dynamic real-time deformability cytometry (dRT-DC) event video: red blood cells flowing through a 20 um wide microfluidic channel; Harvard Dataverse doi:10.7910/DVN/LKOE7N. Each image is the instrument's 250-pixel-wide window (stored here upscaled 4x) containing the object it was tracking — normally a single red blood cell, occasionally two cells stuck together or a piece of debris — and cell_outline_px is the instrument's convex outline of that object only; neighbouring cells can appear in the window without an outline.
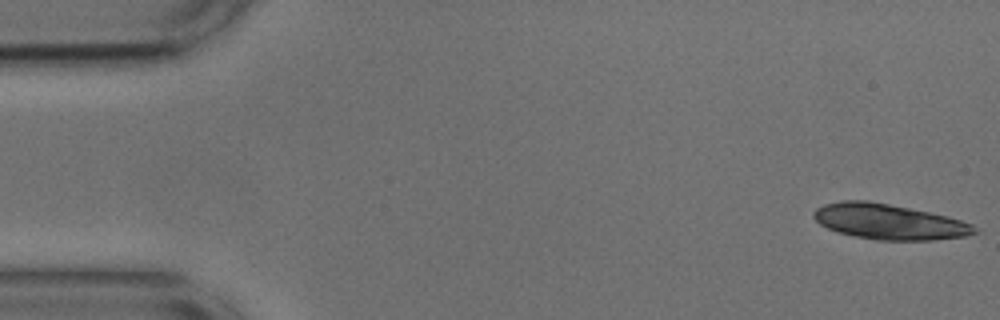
{"species": "common noctule bat (a hibernating species)", "species_latin": "Nyctalus noctula", "temperature_condition": "cold", "stored_images_in_passage": 11, "camera_frame_rate_fps": 3000, "um_per_image_px": 0.085, "animal": {"sex": "male", "body_mass_g": 17.9, "forearm_length_mm": 54.2}, "frame": {"image": 1, "passage_image": 1, "time_ms": 0.0, "image_size_px": [1000, 320], "cell_outline_px": [[980, 232], [964, 236], [932, 240], [880, 240], [852, 236], [836, 232], [820, 224], [812, 216], [812, 212], [816, 208], [824, 204], [840, 200], [868, 200], [948, 216], [972, 224]], "centroid_in_image_um": [75.53, 18.84], "position_along_channel_um": 9.5, "area_um2": 33.18}}